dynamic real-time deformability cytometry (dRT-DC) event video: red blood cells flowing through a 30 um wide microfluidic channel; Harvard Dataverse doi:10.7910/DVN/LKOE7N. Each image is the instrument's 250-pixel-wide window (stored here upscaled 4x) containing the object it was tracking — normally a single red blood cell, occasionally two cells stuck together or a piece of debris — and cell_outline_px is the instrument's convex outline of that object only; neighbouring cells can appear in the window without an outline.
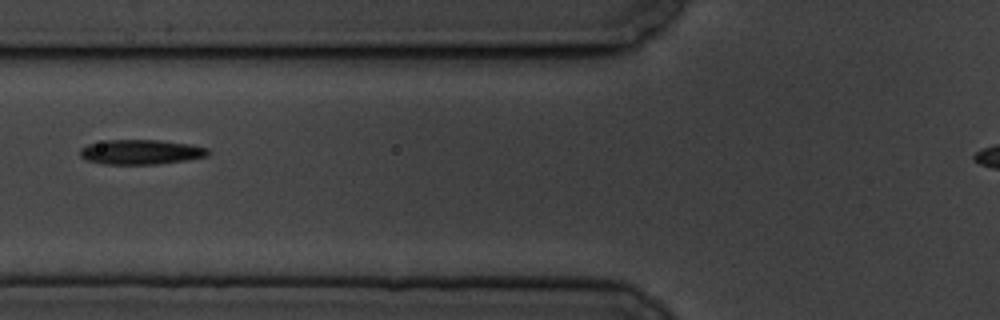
{"species": "common noctule bat (a hibernating species)", "species_latin": "Nyctalus noctula", "temperature_condition": "cold", "stored_images_in_passage": 11, "camera_frame_rate_fps": 3000, "um_per_image_px": 0.085, "animal": {"sex": "male", "body_mass_g": 19.5, "forearm_length_mm": 54.6}, "frame": {"image": 1, "passage_image": 2, "time_ms": 1.333, "image_size_px": [1000, 320], "cell_outline_px": [[212, 152], [208, 156], [188, 160], [156, 164], [104, 164], [84, 160], [80, 156], [80, 148], [88, 144], [108, 140], [160, 140], [188, 144], [208, 148]], "centroid_in_image_um": [11.98, 12.92], "position_along_channel_um": 113.8, "area_um2": 18.61}}
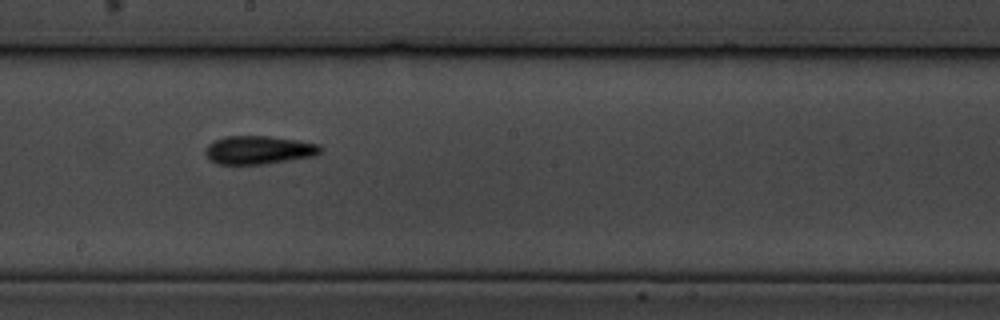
{"frame": {"image": 2, "passage_image": 5, "time_ms": 4.667, "image_size_px": [1000, 320], "cell_outline_px": [[320, 152], [316, 156], [264, 164], [216, 164], [208, 160], [204, 152], [204, 148], [208, 144], [224, 136], [268, 136], [296, 140], [320, 144]], "centroid_in_image_um": [21.95, 12.75], "position_along_channel_um": 226.3, "area_um2": 19.13}}
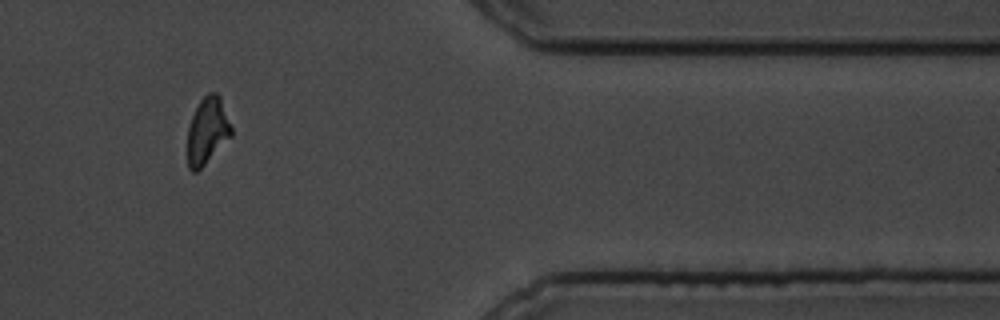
{"frame": {"image": 3, "passage_image": 10, "time_ms": 10.333, "image_size_px": [1000, 320], "cell_outline_px": [[232, 136], [196, 172], [192, 172], [188, 168], [188, 128], [192, 116], [200, 100], [208, 92], [216, 92], [220, 96], [232, 128]], "centroid_in_image_um": [17.63, 11.1], "position_along_channel_um": 393.8, "area_um2": 16.88}}